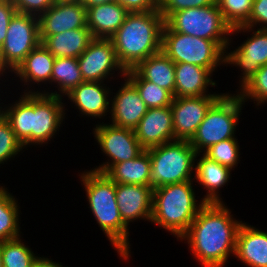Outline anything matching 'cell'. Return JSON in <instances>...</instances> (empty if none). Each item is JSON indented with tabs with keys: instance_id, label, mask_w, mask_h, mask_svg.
<instances>
[{
	"instance_id": "obj_35",
	"label": "cell",
	"mask_w": 267,
	"mask_h": 267,
	"mask_svg": "<svg viewBox=\"0 0 267 267\" xmlns=\"http://www.w3.org/2000/svg\"><path fill=\"white\" fill-rule=\"evenodd\" d=\"M24 149L21 141L16 137L9 122L0 115V164L18 154Z\"/></svg>"
},
{
	"instance_id": "obj_7",
	"label": "cell",
	"mask_w": 267,
	"mask_h": 267,
	"mask_svg": "<svg viewBox=\"0 0 267 267\" xmlns=\"http://www.w3.org/2000/svg\"><path fill=\"white\" fill-rule=\"evenodd\" d=\"M151 160L150 187L192 181L197 155L189 140H175L147 149Z\"/></svg>"
},
{
	"instance_id": "obj_21",
	"label": "cell",
	"mask_w": 267,
	"mask_h": 267,
	"mask_svg": "<svg viewBox=\"0 0 267 267\" xmlns=\"http://www.w3.org/2000/svg\"><path fill=\"white\" fill-rule=\"evenodd\" d=\"M103 82L84 81L70 91L67 96L75 103L81 114L101 118L107 114L110 90L101 85Z\"/></svg>"
},
{
	"instance_id": "obj_18",
	"label": "cell",
	"mask_w": 267,
	"mask_h": 267,
	"mask_svg": "<svg viewBox=\"0 0 267 267\" xmlns=\"http://www.w3.org/2000/svg\"><path fill=\"white\" fill-rule=\"evenodd\" d=\"M116 201L122 220L129 222L136 219L151 221L153 188L144 185L116 184Z\"/></svg>"
},
{
	"instance_id": "obj_25",
	"label": "cell",
	"mask_w": 267,
	"mask_h": 267,
	"mask_svg": "<svg viewBox=\"0 0 267 267\" xmlns=\"http://www.w3.org/2000/svg\"><path fill=\"white\" fill-rule=\"evenodd\" d=\"M134 70L144 80L168 90L174 97L175 63L162 50L141 61Z\"/></svg>"
},
{
	"instance_id": "obj_17",
	"label": "cell",
	"mask_w": 267,
	"mask_h": 267,
	"mask_svg": "<svg viewBox=\"0 0 267 267\" xmlns=\"http://www.w3.org/2000/svg\"><path fill=\"white\" fill-rule=\"evenodd\" d=\"M111 102L112 125L134 130L148 107L136 87L126 78Z\"/></svg>"
},
{
	"instance_id": "obj_44",
	"label": "cell",
	"mask_w": 267,
	"mask_h": 267,
	"mask_svg": "<svg viewBox=\"0 0 267 267\" xmlns=\"http://www.w3.org/2000/svg\"><path fill=\"white\" fill-rule=\"evenodd\" d=\"M0 267H3V260L1 255V243H0Z\"/></svg>"
},
{
	"instance_id": "obj_11",
	"label": "cell",
	"mask_w": 267,
	"mask_h": 267,
	"mask_svg": "<svg viewBox=\"0 0 267 267\" xmlns=\"http://www.w3.org/2000/svg\"><path fill=\"white\" fill-rule=\"evenodd\" d=\"M94 136L101 150L111 162H105L94 171L105 173L113 164L129 161L140 155L145 149L141 146L132 129L117 127L112 124H98Z\"/></svg>"
},
{
	"instance_id": "obj_37",
	"label": "cell",
	"mask_w": 267,
	"mask_h": 267,
	"mask_svg": "<svg viewBox=\"0 0 267 267\" xmlns=\"http://www.w3.org/2000/svg\"><path fill=\"white\" fill-rule=\"evenodd\" d=\"M259 23H261L260 29H267V0H253L249 21L244 26L233 28L231 34L239 33L241 30L251 31Z\"/></svg>"
},
{
	"instance_id": "obj_2",
	"label": "cell",
	"mask_w": 267,
	"mask_h": 267,
	"mask_svg": "<svg viewBox=\"0 0 267 267\" xmlns=\"http://www.w3.org/2000/svg\"><path fill=\"white\" fill-rule=\"evenodd\" d=\"M61 93L29 91L10 108L2 110L16 137L24 148L48 143L65 118Z\"/></svg>"
},
{
	"instance_id": "obj_32",
	"label": "cell",
	"mask_w": 267,
	"mask_h": 267,
	"mask_svg": "<svg viewBox=\"0 0 267 267\" xmlns=\"http://www.w3.org/2000/svg\"><path fill=\"white\" fill-rule=\"evenodd\" d=\"M216 3L232 29L244 26L249 21L253 0H216Z\"/></svg>"
},
{
	"instance_id": "obj_42",
	"label": "cell",
	"mask_w": 267,
	"mask_h": 267,
	"mask_svg": "<svg viewBox=\"0 0 267 267\" xmlns=\"http://www.w3.org/2000/svg\"><path fill=\"white\" fill-rule=\"evenodd\" d=\"M114 1L115 0H83V5L87 8L91 6H98L105 3H111Z\"/></svg>"
},
{
	"instance_id": "obj_43",
	"label": "cell",
	"mask_w": 267,
	"mask_h": 267,
	"mask_svg": "<svg viewBox=\"0 0 267 267\" xmlns=\"http://www.w3.org/2000/svg\"><path fill=\"white\" fill-rule=\"evenodd\" d=\"M56 1L83 4V0H56Z\"/></svg>"
},
{
	"instance_id": "obj_19",
	"label": "cell",
	"mask_w": 267,
	"mask_h": 267,
	"mask_svg": "<svg viewBox=\"0 0 267 267\" xmlns=\"http://www.w3.org/2000/svg\"><path fill=\"white\" fill-rule=\"evenodd\" d=\"M235 257L249 267H267V232L241 223L236 236Z\"/></svg>"
},
{
	"instance_id": "obj_27",
	"label": "cell",
	"mask_w": 267,
	"mask_h": 267,
	"mask_svg": "<svg viewBox=\"0 0 267 267\" xmlns=\"http://www.w3.org/2000/svg\"><path fill=\"white\" fill-rule=\"evenodd\" d=\"M54 61L55 57L40 43L13 72L25 83L51 82Z\"/></svg>"
},
{
	"instance_id": "obj_8",
	"label": "cell",
	"mask_w": 267,
	"mask_h": 267,
	"mask_svg": "<svg viewBox=\"0 0 267 267\" xmlns=\"http://www.w3.org/2000/svg\"><path fill=\"white\" fill-rule=\"evenodd\" d=\"M243 103L239 94L232 96L224 93L210 107L206 117L189 140L197 154L213 144L235 138L234 131Z\"/></svg>"
},
{
	"instance_id": "obj_30",
	"label": "cell",
	"mask_w": 267,
	"mask_h": 267,
	"mask_svg": "<svg viewBox=\"0 0 267 267\" xmlns=\"http://www.w3.org/2000/svg\"><path fill=\"white\" fill-rule=\"evenodd\" d=\"M52 82H57L58 90L62 95H67L76 86L84 82L77 58H55L51 74Z\"/></svg>"
},
{
	"instance_id": "obj_3",
	"label": "cell",
	"mask_w": 267,
	"mask_h": 267,
	"mask_svg": "<svg viewBox=\"0 0 267 267\" xmlns=\"http://www.w3.org/2000/svg\"><path fill=\"white\" fill-rule=\"evenodd\" d=\"M164 19L159 9L130 12L121 27L110 38L116 57L125 71L161 51Z\"/></svg>"
},
{
	"instance_id": "obj_24",
	"label": "cell",
	"mask_w": 267,
	"mask_h": 267,
	"mask_svg": "<svg viewBox=\"0 0 267 267\" xmlns=\"http://www.w3.org/2000/svg\"><path fill=\"white\" fill-rule=\"evenodd\" d=\"M105 174L116 184L150 186L151 160L148 150L132 160L113 164Z\"/></svg>"
},
{
	"instance_id": "obj_15",
	"label": "cell",
	"mask_w": 267,
	"mask_h": 267,
	"mask_svg": "<svg viewBox=\"0 0 267 267\" xmlns=\"http://www.w3.org/2000/svg\"><path fill=\"white\" fill-rule=\"evenodd\" d=\"M134 132L145 150L175 141L171 107L148 108Z\"/></svg>"
},
{
	"instance_id": "obj_14",
	"label": "cell",
	"mask_w": 267,
	"mask_h": 267,
	"mask_svg": "<svg viewBox=\"0 0 267 267\" xmlns=\"http://www.w3.org/2000/svg\"><path fill=\"white\" fill-rule=\"evenodd\" d=\"M224 63L239 66L243 71L241 88L254 76L261 66L267 64V29L258 28L236 50L225 51Z\"/></svg>"
},
{
	"instance_id": "obj_22",
	"label": "cell",
	"mask_w": 267,
	"mask_h": 267,
	"mask_svg": "<svg viewBox=\"0 0 267 267\" xmlns=\"http://www.w3.org/2000/svg\"><path fill=\"white\" fill-rule=\"evenodd\" d=\"M41 43L55 57L78 58L94 39L90 29L67 30L51 36H39Z\"/></svg>"
},
{
	"instance_id": "obj_23",
	"label": "cell",
	"mask_w": 267,
	"mask_h": 267,
	"mask_svg": "<svg viewBox=\"0 0 267 267\" xmlns=\"http://www.w3.org/2000/svg\"><path fill=\"white\" fill-rule=\"evenodd\" d=\"M212 73L204 67L189 63H175L174 97H192L206 94L209 85H216L211 79Z\"/></svg>"
},
{
	"instance_id": "obj_41",
	"label": "cell",
	"mask_w": 267,
	"mask_h": 267,
	"mask_svg": "<svg viewBox=\"0 0 267 267\" xmlns=\"http://www.w3.org/2000/svg\"><path fill=\"white\" fill-rule=\"evenodd\" d=\"M33 267H63L62 265H60L59 263H54V261L49 260L48 258H44V257H38L35 260V263L33 265Z\"/></svg>"
},
{
	"instance_id": "obj_9",
	"label": "cell",
	"mask_w": 267,
	"mask_h": 267,
	"mask_svg": "<svg viewBox=\"0 0 267 267\" xmlns=\"http://www.w3.org/2000/svg\"><path fill=\"white\" fill-rule=\"evenodd\" d=\"M164 23L175 32L213 41H231L227 36L232 28L224 20L217 3L176 11Z\"/></svg>"
},
{
	"instance_id": "obj_13",
	"label": "cell",
	"mask_w": 267,
	"mask_h": 267,
	"mask_svg": "<svg viewBox=\"0 0 267 267\" xmlns=\"http://www.w3.org/2000/svg\"><path fill=\"white\" fill-rule=\"evenodd\" d=\"M77 60L84 81L103 82L112 70L119 69L122 76L126 73L118 62L111 39L94 38Z\"/></svg>"
},
{
	"instance_id": "obj_16",
	"label": "cell",
	"mask_w": 267,
	"mask_h": 267,
	"mask_svg": "<svg viewBox=\"0 0 267 267\" xmlns=\"http://www.w3.org/2000/svg\"><path fill=\"white\" fill-rule=\"evenodd\" d=\"M39 36H51L87 26L86 7L79 3L56 1L38 17Z\"/></svg>"
},
{
	"instance_id": "obj_36",
	"label": "cell",
	"mask_w": 267,
	"mask_h": 267,
	"mask_svg": "<svg viewBox=\"0 0 267 267\" xmlns=\"http://www.w3.org/2000/svg\"><path fill=\"white\" fill-rule=\"evenodd\" d=\"M213 4H216V0H158V9L165 21L176 11Z\"/></svg>"
},
{
	"instance_id": "obj_33",
	"label": "cell",
	"mask_w": 267,
	"mask_h": 267,
	"mask_svg": "<svg viewBox=\"0 0 267 267\" xmlns=\"http://www.w3.org/2000/svg\"><path fill=\"white\" fill-rule=\"evenodd\" d=\"M239 149L237 139L232 138L213 144L203 154L209 159L232 170L238 164Z\"/></svg>"
},
{
	"instance_id": "obj_34",
	"label": "cell",
	"mask_w": 267,
	"mask_h": 267,
	"mask_svg": "<svg viewBox=\"0 0 267 267\" xmlns=\"http://www.w3.org/2000/svg\"><path fill=\"white\" fill-rule=\"evenodd\" d=\"M240 95L243 102L248 99H255L257 105L267 102V64L261 66L254 76L240 88Z\"/></svg>"
},
{
	"instance_id": "obj_39",
	"label": "cell",
	"mask_w": 267,
	"mask_h": 267,
	"mask_svg": "<svg viewBox=\"0 0 267 267\" xmlns=\"http://www.w3.org/2000/svg\"><path fill=\"white\" fill-rule=\"evenodd\" d=\"M16 12L11 0H0V47L5 41L10 20Z\"/></svg>"
},
{
	"instance_id": "obj_4",
	"label": "cell",
	"mask_w": 267,
	"mask_h": 267,
	"mask_svg": "<svg viewBox=\"0 0 267 267\" xmlns=\"http://www.w3.org/2000/svg\"><path fill=\"white\" fill-rule=\"evenodd\" d=\"M90 209L120 257L128 259L129 229L116 201V183L105 173L90 170L81 175Z\"/></svg>"
},
{
	"instance_id": "obj_31",
	"label": "cell",
	"mask_w": 267,
	"mask_h": 267,
	"mask_svg": "<svg viewBox=\"0 0 267 267\" xmlns=\"http://www.w3.org/2000/svg\"><path fill=\"white\" fill-rule=\"evenodd\" d=\"M20 238L1 243L3 267H33L36 256Z\"/></svg>"
},
{
	"instance_id": "obj_5",
	"label": "cell",
	"mask_w": 267,
	"mask_h": 267,
	"mask_svg": "<svg viewBox=\"0 0 267 267\" xmlns=\"http://www.w3.org/2000/svg\"><path fill=\"white\" fill-rule=\"evenodd\" d=\"M192 181L153 189L151 222L179 239L189 228L204 202L196 205Z\"/></svg>"
},
{
	"instance_id": "obj_12",
	"label": "cell",
	"mask_w": 267,
	"mask_h": 267,
	"mask_svg": "<svg viewBox=\"0 0 267 267\" xmlns=\"http://www.w3.org/2000/svg\"><path fill=\"white\" fill-rule=\"evenodd\" d=\"M222 95L174 97L170 105L173 116L174 138L190 140L206 117L210 107Z\"/></svg>"
},
{
	"instance_id": "obj_40",
	"label": "cell",
	"mask_w": 267,
	"mask_h": 267,
	"mask_svg": "<svg viewBox=\"0 0 267 267\" xmlns=\"http://www.w3.org/2000/svg\"><path fill=\"white\" fill-rule=\"evenodd\" d=\"M129 12H148L158 9V0H115Z\"/></svg>"
},
{
	"instance_id": "obj_38",
	"label": "cell",
	"mask_w": 267,
	"mask_h": 267,
	"mask_svg": "<svg viewBox=\"0 0 267 267\" xmlns=\"http://www.w3.org/2000/svg\"><path fill=\"white\" fill-rule=\"evenodd\" d=\"M19 13H25L39 17L47 11L56 0H11Z\"/></svg>"
},
{
	"instance_id": "obj_28",
	"label": "cell",
	"mask_w": 267,
	"mask_h": 267,
	"mask_svg": "<svg viewBox=\"0 0 267 267\" xmlns=\"http://www.w3.org/2000/svg\"><path fill=\"white\" fill-rule=\"evenodd\" d=\"M14 196L0 187V243L20 238L19 209Z\"/></svg>"
},
{
	"instance_id": "obj_1",
	"label": "cell",
	"mask_w": 267,
	"mask_h": 267,
	"mask_svg": "<svg viewBox=\"0 0 267 267\" xmlns=\"http://www.w3.org/2000/svg\"><path fill=\"white\" fill-rule=\"evenodd\" d=\"M223 203H204L188 230L186 239L203 267H223L230 253L235 255L236 236L242 221L233 219Z\"/></svg>"
},
{
	"instance_id": "obj_6",
	"label": "cell",
	"mask_w": 267,
	"mask_h": 267,
	"mask_svg": "<svg viewBox=\"0 0 267 267\" xmlns=\"http://www.w3.org/2000/svg\"><path fill=\"white\" fill-rule=\"evenodd\" d=\"M229 41H213L172 31L165 23L161 50L174 63H189L207 68L211 73L224 63ZM222 62V63H221Z\"/></svg>"
},
{
	"instance_id": "obj_26",
	"label": "cell",
	"mask_w": 267,
	"mask_h": 267,
	"mask_svg": "<svg viewBox=\"0 0 267 267\" xmlns=\"http://www.w3.org/2000/svg\"><path fill=\"white\" fill-rule=\"evenodd\" d=\"M203 157L197 161L195 166V178L200 185H203L208 194L202 199L204 203H223L219 197L218 189L223 187L228 181L231 170L216 161Z\"/></svg>"
},
{
	"instance_id": "obj_10",
	"label": "cell",
	"mask_w": 267,
	"mask_h": 267,
	"mask_svg": "<svg viewBox=\"0 0 267 267\" xmlns=\"http://www.w3.org/2000/svg\"><path fill=\"white\" fill-rule=\"evenodd\" d=\"M41 43L38 17L16 12L8 25L0 47V75L13 72L25 57Z\"/></svg>"
},
{
	"instance_id": "obj_20",
	"label": "cell",
	"mask_w": 267,
	"mask_h": 267,
	"mask_svg": "<svg viewBox=\"0 0 267 267\" xmlns=\"http://www.w3.org/2000/svg\"><path fill=\"white\" fill-rule=\"evenodd\" d=\"M130 12L116 1L86 8L87 27L94 38L110 39Z\"/></svg>"
},
{
	"instance_id": "obj_29",
	"label": "cell",
	"mask_w": 267,
	"mask_h": 267,
	"mask_svg": "<svg viewBox=\"0 0 267 267\" xmlns=\"http://www.w3.org/2000/svg\"><path fill=\"white\" fill-rule=\"evenodd\" d=\"M124 77L136 87L148 108L166 107L172 104L174 97L168 90L144 80L134 69L127 70Z\"/></svg>"
}]
</instances>
